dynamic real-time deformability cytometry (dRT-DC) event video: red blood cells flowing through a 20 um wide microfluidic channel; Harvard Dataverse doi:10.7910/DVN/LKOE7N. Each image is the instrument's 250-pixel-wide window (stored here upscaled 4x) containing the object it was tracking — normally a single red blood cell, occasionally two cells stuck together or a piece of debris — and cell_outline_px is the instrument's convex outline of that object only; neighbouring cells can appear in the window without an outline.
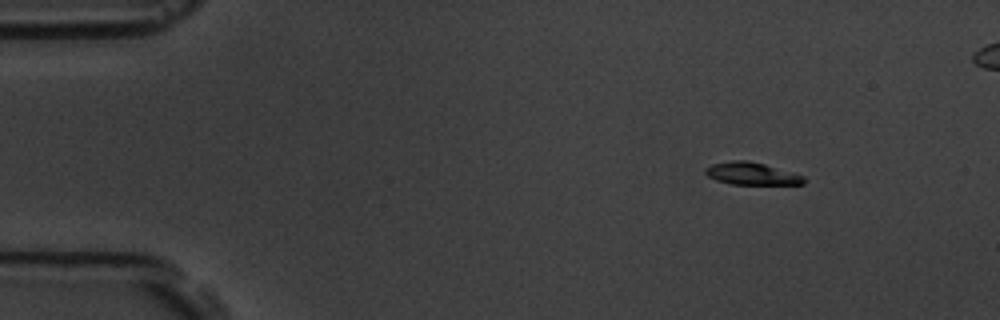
{"species": "common noctule bat (a hibernating species)", "species_latin": "Nyctalus noctula", "temperature_condition": "room temperature", "stored_images_in_passage": 5, "camera_frame_rate_fps": 3000, "um_per_image_px": 0.085, "animal": {"sex": "male", "body_mass_g": 19.5, "forearm_length_mm": 54.6}, "frame": {"image": 1, "passage_image": 1, "time_ms": 0.0, "image_size_px": [1000, 320], "cell_outline_px": [[804, 184], [732, 184], [716, 180], [708, 176], [704, 172], [704, 168], [712, 164], [732, 160], [748, 160], [764, 164], [804, 176]], "centroid_in_image_um": [63.84, 14.75], "position_along_channel_um": 21.2, "area_um2": 12.72}}